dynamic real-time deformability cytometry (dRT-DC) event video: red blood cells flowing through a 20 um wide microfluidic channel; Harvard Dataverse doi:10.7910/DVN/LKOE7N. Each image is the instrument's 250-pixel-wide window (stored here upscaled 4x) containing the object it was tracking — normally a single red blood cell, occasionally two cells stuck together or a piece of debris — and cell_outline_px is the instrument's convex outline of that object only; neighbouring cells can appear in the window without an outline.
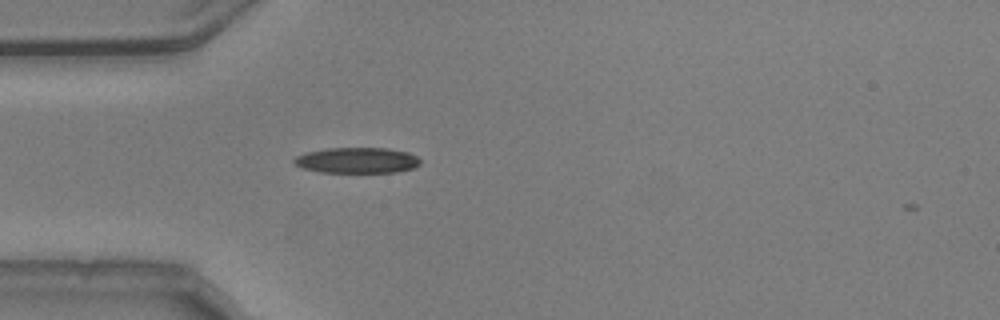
{"species": "common noctule bat (a hibernating species)", "species_latin": "Nyctalus noctula", "temperature_condition": "warm", "stored_images_in_passage": 2, "camera_frame_rate_fps": 3000, "um_per_image_px": 0.085, "animal": {"sex": "male", "body_mass_g": 20.5, "forearm_length_mm": 52.5}, "frame": {"image": 1, "passage_image": 1, "time_ms": 0.0, "image_size_px": [1000, 320], "cell_outline_px": [[420, 164], [416, 168], [396, 172], [320, 172], [300, 168], [292, 160], [296, 156], [304, 152], [328, 148], [388, 148], [408, 152], [416, 156], [420, 160]], "centroid_in_image_um": [30.34, 13.63], "position_along_channel_um": 54.7, "area_um2": 19.07}}